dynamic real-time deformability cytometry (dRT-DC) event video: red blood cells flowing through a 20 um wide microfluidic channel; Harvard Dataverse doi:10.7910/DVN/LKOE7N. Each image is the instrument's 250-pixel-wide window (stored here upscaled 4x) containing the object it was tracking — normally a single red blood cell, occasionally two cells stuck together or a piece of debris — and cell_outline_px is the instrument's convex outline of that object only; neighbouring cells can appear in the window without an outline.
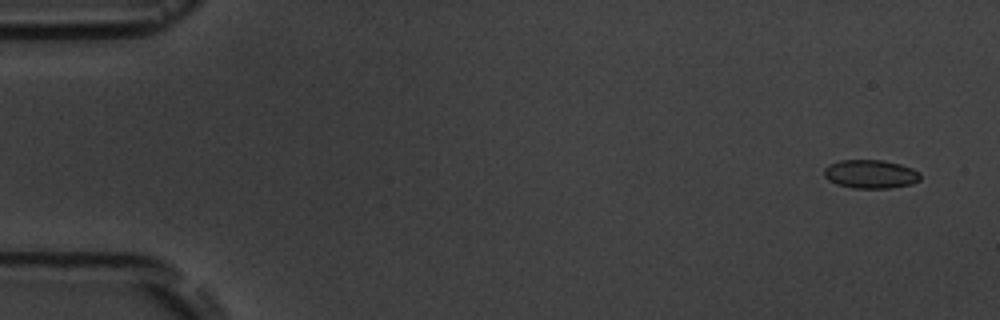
{"species": "common noctule bat (a hibernating species)", "species_latin": "Nyctalus noctula", "temperature_condition": "room temperature", "stored_images_in_passage": 6, "camera_frame_rate_fps": 3000, "um_per_image_px": 0.085, "animal": {"sex": "male", "body_mass_g": 19.5, "forearm_length_mm": 54.6}, "frame": {"image": 1, "passage_image": 1, "time_ms": 0.0, "image_size_px": [1000, 320], "cell_outline_px": [[920, 180], [912, 184], [892, 188], [852, 188], [836, 184], [828, 180], [824, 176], [824, 168], [828, 164], [840, 160], [884, 160], [900, 164], [912, 168], [920, 172]], "centroid_in_image_um": [73.99, 14.8], "position_along_channel_um": 11.0, "area_um2": 16.24}}